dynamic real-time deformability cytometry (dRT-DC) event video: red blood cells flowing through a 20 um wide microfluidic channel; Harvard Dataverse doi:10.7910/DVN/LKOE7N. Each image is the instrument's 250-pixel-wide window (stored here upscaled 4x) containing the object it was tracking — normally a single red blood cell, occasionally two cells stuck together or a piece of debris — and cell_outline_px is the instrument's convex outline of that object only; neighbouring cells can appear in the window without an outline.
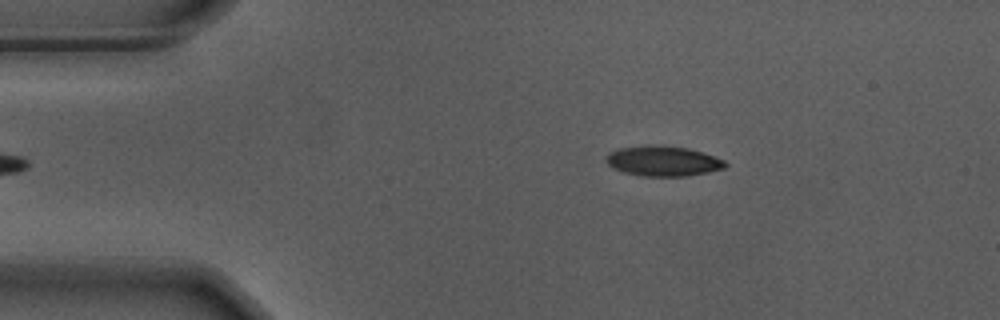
{"species": "Egyptian fruit bat (a non-hibernating species)", "species_latin": "Rousettus aegyptiacus", "temperature_condition": "warm", "stored_images_in_passage": 41, "camera_frame_rate_fps": 3000, "um_per_image_px": 0.085, "animal": {"sex": "male"}, "frame": {"image": 1, "passage_image": 4, "time_ms": 1.0, "image_size_px": [1000, 320], "cell_outline_px": [[728, 164], [724, 168], [708, 172], [688, 176], [644, 176], [624, 172], [612, 168], [604, 160], [608, 152], [620, 148], [644, 144], [660, 144], [688, 148], [704, 152], [724, 160]], "centroid_in_image_um": [56.34, 13.67], "position_along_channel_um": 28.7, "area_um2": 21.33}}
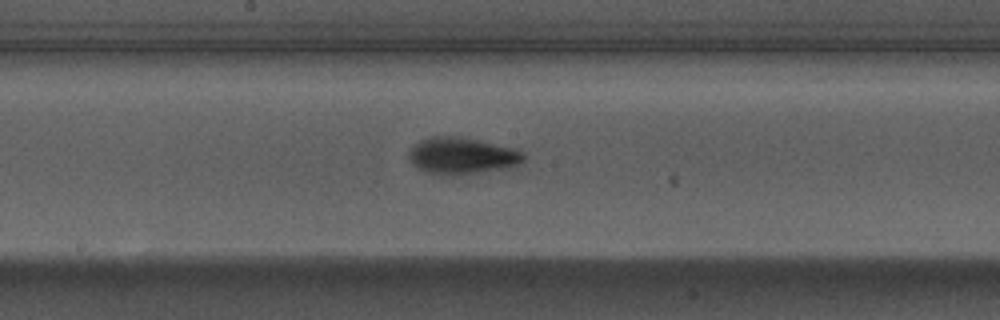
{"frame": {"image": 2, "passage_image": 23, "time_ms": 7.333, "image_size_px": [1000, 320], "cell_outline_px": [[524, 160], [520, 164], [508, 168], [456, 176], [440, 176], [424, 172], [412, 164], [408, 152], [412, 144], [428, 136], [460, 136], [480, 140], [512, 148], [524, 152]], "centroid_in_image_um": [39.22, 13.25], "position_along_channel_um": 209.0, "area_um2": 25.14}}
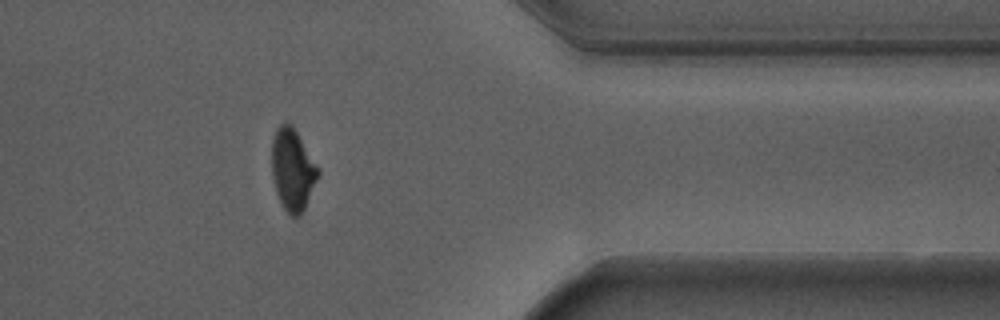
{"frame": {"image": 3, "passage_image": 39, "time_ms": 12.667, "image_size_px": [1000, 320], "cell_outline_px": [[320, 172], [304, 208], [300, 216], [292, 216], [284, 208], [276, 192], [272, 176], [272, 140], [276, 128], [280, 124], [288, 120], [292, 124], [320, 168]], "centroid_in_image_um": [24.87, 14.36], "position_along_channel_um": 386.5, "area_um2": 22.08}, "authors_computed_cell_mechanics": {"area_um2": 22.3108, "velocity_mm_per_s": 3.6996, "shape_relaxation_time_tau1_ms": 3.3565, "shape_relaxation_time_tau2_ms": 1.7177, "deformation_change_tau1": 0.1672, "deformation_change_tau2": 0.0681}}